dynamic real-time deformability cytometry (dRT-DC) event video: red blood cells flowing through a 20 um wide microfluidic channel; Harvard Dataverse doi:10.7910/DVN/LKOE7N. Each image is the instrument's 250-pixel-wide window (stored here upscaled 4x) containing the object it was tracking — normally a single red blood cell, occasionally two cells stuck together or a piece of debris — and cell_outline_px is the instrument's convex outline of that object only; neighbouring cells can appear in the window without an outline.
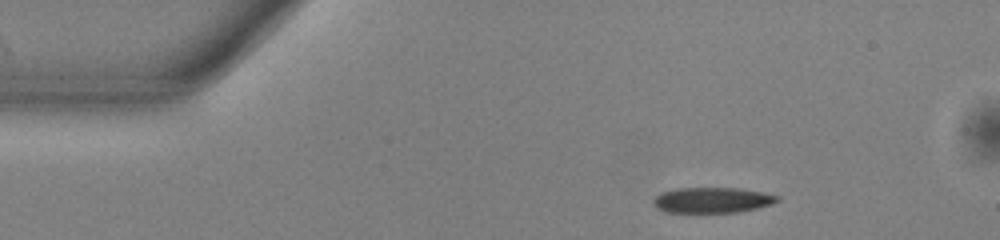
{"species": "common noctule bat (a hibernating species)", "species_latin": "Nyctalus noctula", "temperature_condition": "warm", "stored_images_in_passage": 11, "camera_frame_rate_fps": 3000, "um_per_image_px": 0.085, "animal": {"sex": "male", "body_mass_g": 13.0, "forearm_length_mm": 53.1}, "frame": {"image": 1, "passage_image": 7, "time_ms": 2.0, "image_size_px": [1000, 240], "cell_outline_px": [[780, 200], [772, 204], [740, 212], [664, 212], [656, 208], [652, 204], [652, 200], [660, 192], [676, 188], [740, 188], [764, 192], [780, 196]], "centroid_in_image_um": [60.53, 17.0], "position_along_channel_um": 24.5, "area_um2": 18.67}}